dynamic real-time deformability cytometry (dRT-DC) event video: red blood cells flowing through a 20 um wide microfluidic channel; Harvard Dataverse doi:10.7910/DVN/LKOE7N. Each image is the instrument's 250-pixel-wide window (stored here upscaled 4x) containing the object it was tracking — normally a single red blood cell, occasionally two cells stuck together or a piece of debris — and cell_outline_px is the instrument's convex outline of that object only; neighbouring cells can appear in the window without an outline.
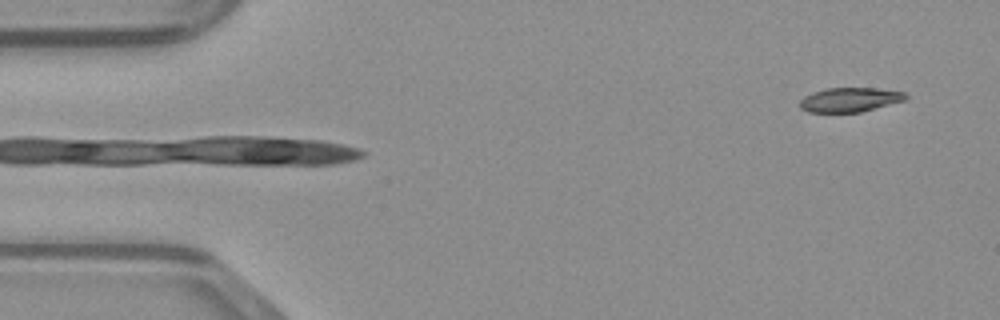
{"species": "common noctule bat (a hibernating species)", "species_latin": "Nyctalus noctula", "temperature_condition": "warm", "stored_images_in_passage": 3, "camera_frame_rate_fps": 3000, "um_per_image_px": 0.085, "animal": {"sex": "male", "body_mass_g": 23.1, "forearm_length_mm": 52.7}, "frame": {"image": 1, "passage_image": 3, "time_ms": 0.667, "image_size_px": [1000, 320], "cell_outline_px": [[908, 96], [904, 100], [860, 112], [808, 112], [800, 108], [800, 100], [804, 96], [812, 92], [828, 88], [872, 88], [904, 92]], "centroid_in_image_um": [72.19, 8.47], "position_along_channel_um": 12.8, "area_um2": 14.8}}